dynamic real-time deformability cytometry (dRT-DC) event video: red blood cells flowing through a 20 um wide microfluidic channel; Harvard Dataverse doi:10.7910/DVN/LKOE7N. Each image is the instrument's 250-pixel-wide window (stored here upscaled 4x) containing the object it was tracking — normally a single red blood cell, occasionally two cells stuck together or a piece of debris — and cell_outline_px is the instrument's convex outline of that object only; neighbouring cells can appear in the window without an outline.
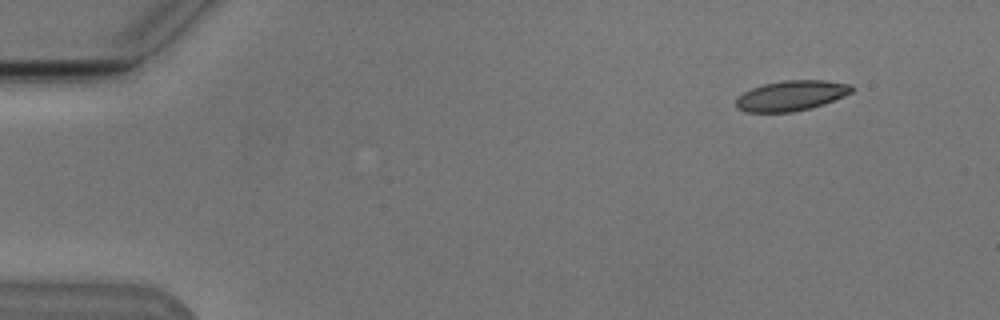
{"species": "Egyptian fruit bat (a non-hibernating species)", "species_latin": "Rousettus aegyptiacus", "temperature_condition": "cold", "stored_images_in_passage": 51, "camera_frame_rate_fps": 3000, "um_per_image_px": 0.085, "animal": {"sex": "male"}, "frame": {"image": 1, "passage_image": 2, "time_ms": 0.333, "image_size_px": [1000, 320], "cell_outline_px": [[856, 88], [852, 92], [844, 96], [824, 104], [792, 112], [744, 112], [736, 104], [736, 100], [744, 92], [752, 88], [764, 84], [784, 80], [824, 80], [852, 84]], "centroid_in_image_um": [67.31, 8.12], "position_along_channel_um": 17.7, "area_um2": 20.29}}
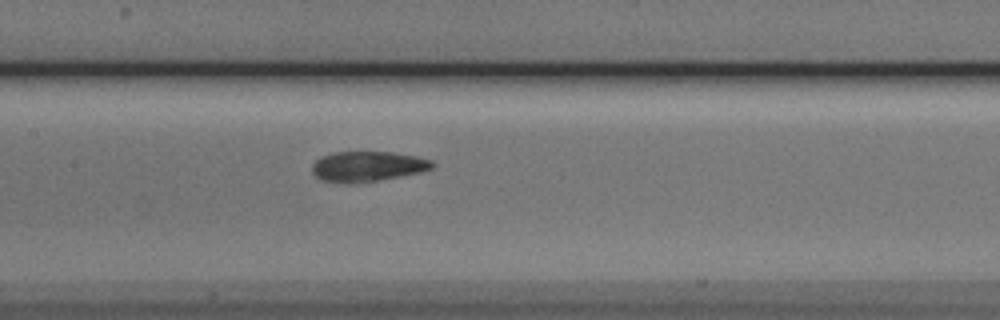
{"frame": {"image": 2, "passage_image": 23, "time_ms": 7.333, "image_size_px": [1000, 320], "cell_outline_px": [[436, 164], [432, 168], [420, 172], [380, 180], [356, 184], [348, 184], [320, 180], [312, 172], [312, 164], [320, 156], [332, 152], [392, 152], [416, 156], [432, 160]], "centroid_in_image_um": [31.21, 14.15], "position_along_channel_um": 176.2, "area_um2": 21.44}}
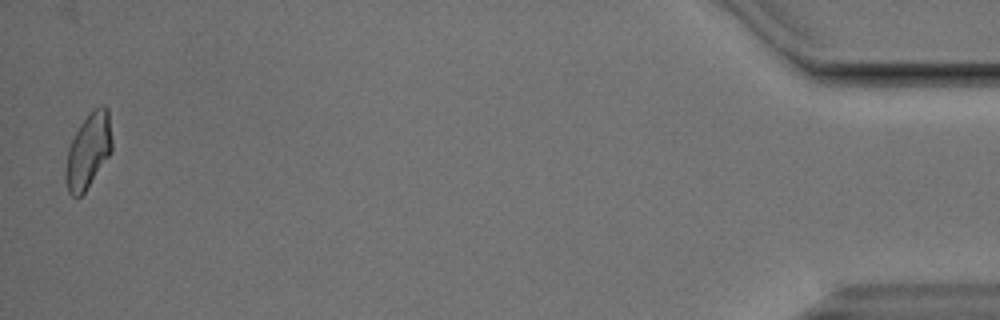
{"frame": {"image": 3, "passage_image": 50, "time_ms": 16.333, "image_size_px": [1000, 320], "cell_outline_px": [[112, 152], [84, 192], [80, 196], [72, 196], [68, 192], [64, 176], [64, 172], [68, 148], [80, 124], [100, 104], [104, 104], [108, 108], [112, 140]], "centroid_in_image_um": [7.51, 12.83], "position_along_channel_um": 427.7, "area_um2": 20.11}, "authors_computed_cell_mechanics": {"area_um2": 20.6346, "velocity_mm_per_s": 3.7977, "shape_relaxation_time_tau1_ms": 9.1489, "shape_relaxation_time_tau2_ms": 2.5675, "deformation_change_tau1": 0.1833, "deformation_change_tau2": 0.0798}}